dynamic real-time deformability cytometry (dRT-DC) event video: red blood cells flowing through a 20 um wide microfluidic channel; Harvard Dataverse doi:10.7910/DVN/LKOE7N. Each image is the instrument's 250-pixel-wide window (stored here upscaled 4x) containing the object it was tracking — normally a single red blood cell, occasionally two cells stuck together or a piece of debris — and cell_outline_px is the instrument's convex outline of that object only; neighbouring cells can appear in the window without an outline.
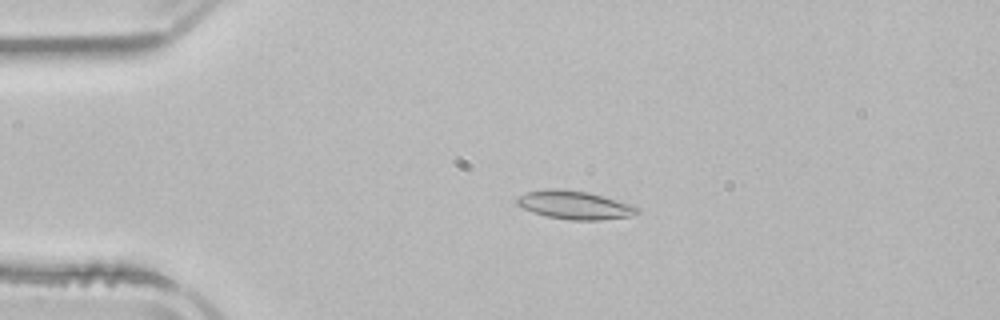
{"species": "common noctule bat (a hibernating species)", "species_latin": "Nyctalus noctula", "temperature_condition": "room temperature", "stored_images_in_passage": 4, "camera_frame_rate_fps": 3000, "um_per_image_px": 0.085, "animal": {"sex": "male", "body_mass_g": 21.5, "forearm_length_mm": 52.0}, "frame": {"image": 1, "passage_image": 3, "time_ms": 2.667, "image_size_px": [1000, 320], "cell_outline_px": [[640, 212], [628, 216], [600, 220], [572, 220], [548, 216], [532, 212], [516, 204], [516, 196], [524, 192], [548, 188], [556, 188], [588, 192], [628, 204], [640, 208]], "centroid_in_image_um": [48.76, 17.41], "position_along_channel_um": 36.2, "area_um2": 19.71}}